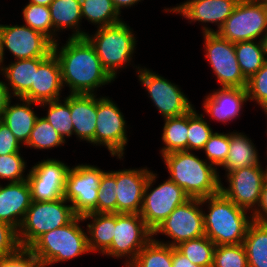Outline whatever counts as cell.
<instances>
[{"label":"cell","instance_id":"obj_48","mask_svg":"<svg viewBox=\"0 0 267 267\" xmlns=\"http://www.w3.org/2000/svg\"><path fill=\"white\" fill-rule=\"evenodd\" d=\"M172 267H201L193 264L186 256L173 247Z\"/></svg>","mask_w":267,"mask_h":267},{"label":"cell","instance_id":"obj_37","mask_svg":"<svg viewBox=\"0 0 267 267\" xmlns=\"http://www.w3.org/2000/svg\"><path fill=\"white\" fill-rule=\"evenodd\" d=\"M213 132L205 115L193 108L188 112L187 151H201Z\"/></svg>","mask_w":267,"mask_h":267},{"label":"cell","instance_id":"obj_13","mask_svg":"<svg viewBox=\"0 0 267 267\" xmlns=\"http://www.w3.org/2000/svg\"><path fill=\"white\" fill-rule=\"evenodd\" d=\"M205 58L220 87L246 88L244 77L236 58L234 43L220 37L217 33H203Z\"/></svg>","mask_w":267,"mask_h":267},{"label":"cell","instance_id":"obj_39","mask_svg":"<svg viewBox=\"0 0 267 267\" xmlns=\"http://www.w3.org/2000/svg\"><path fill=\"white\" fill-rule=\"evenodd\" d=\"M116 170L105 171L99 184L96 213H117Z\"/></svg>","mask_w":267,"mask_h":267},{"label":"cell","instance_id":"obj_38","mask_svg":"<svg viewBox=\"0 0 267 267\" xmlns=\"http://www.w3.org/2000/svg\"><path fill=\"white\" fill-rule=\"evenodd\" d=\"M26 26L45 35L53 43V26L49 6L27 3L22 9Z\"/></svg>","mask_w":267,"mask_h":267},{"label":"cell","instance_id":"obj_22","mask_svg":"<svg viewBox=\"0 0 267 267\" xmlns=\"http://www.w3.org/2000/svg\"><path fill=\"white\" fill-rule=\"evenodd\" d=\"M31 204L27 180L0 185V222L10 224L18 231Z\"/></svg>","mask_w":267,"mask_h":267},{"label":"cell","instance_id":"obj_50","mask_svg":"<svg viewBox=\"0 0 267 267\" xmlns=\"http://www.w3.org/2000/svg\"><path fill=\"white\" fill-rule=\"evenodd\" d=\"M144 1V0H112L115 8L117 11L121 14V10L124 8H130L135 5H137L139 2Z\"/></svg>","mask_w":267,"mask_h":267},{"label":"cell","instance_id":"obj_31","mask_svg":"<svg viewBox=\"0 0 267 267\" xmlns=\"http://www.w3.org/2000/svg\"><path fill=\"white\" fill-rule=\"evenodd\" d=\"M80 2L82 20L86 19L96 28L123 21L122 15L117 11L112 0H80Z\"/></svg>","mask_w":267,"mask_h":267},{"label":"cell","instance_id":"obj_7","mask_svg":"<svg viewBox=\"0 0 267 267\" xmlns=\"http://www.w3.org/2000/svg\"><path fill=\"white\" fill-rule=\"evenodd\" d=\"M133 69L163 119L184 115L195 107L176 83H172L145 66L134 64Z\"/></svg>","mask_w":267,"mask_h":267},{"label":"cell","instance_id":"obj_41","mask_svg":"<svg viewBox=\"0 0 267 267\" xmlns=\"http://www.w3.org/2000/svg\"><path fill=\"white\" fill-rule=\"evenodd\" d=\"M229 145L230 132H213L201 151L205 153V160L216 169H219V167H221L227 159Z\"/></svg>","mask_w":267,"mask_h":267},{"label":"cell","instance_id":"obj_40","mask_svg":"<svg viewBox=\"0 0 267 267\" xmlns=\"http://www.w3.org/2000/svg\"><path fill=\"white\" fill-rule=\"evenodd\" d=\"M212 267H248L243 244L217 245Z\"/></svg>","mask_w":267,"mask_h":267},{"label":"cell","instance_id":"obj_11","mask_svg":"<svg viewBox=\"0 0 267 267\" xmlns=\"http://www.w3.org/2000/svg\"><path fill=\"white\" fill-rule=\"evenodd\" d=\"M152 239V231L140 214L115 213L114 236L103 256L122 259L127 267L140 250Z\"/></svg>","mask_w":267,"mask_h":267},{"label":"cell","instance_id":"obj_25","mask_svg":"<svg viewBox=\"0 0 267 267\" xmlns=\"http://www.w3.org/2000/svg\"><path fill=\"white\" fill-rule=\"evenodd\" d=\"M44 58L14 60L5 65L0 63V74L11 98H22L34 83L35 72ZM6 80V81H5ZM8 82V83H7Z\"/></svg>","mask_w":267,"mask_h":267},{"label":"cell","instance_id":"obj_45","mask_svg":"<svg viewBox=\"0 0 267 267\" xmlns=\"http://www.w3.org/2000/svg\"><path fill=\"white\" fill-rule=\"evenodd\" d=\"M0 267H42L39 260L28 250L20 249L16 254L0 261Z\"/></svg>","mask_w":267,"mask_h":267},{"label":"cell","instance_id":"obj_2","mask_svg":"<svg viewBox=\"0 0 267 267\" xmlns=\"http://www.w3.org/2000/svg\"><path fill=\"white\" fill-rule=\"evenodd\" d=\"M169 179L181 187L190 198H205L220 192L218 169L200 159L193 151H176L162 156Z\"/></svg>","mask_w":267,"mask_h":267},{"label":"cell","instance_id":"obj_30","mask_svg":"<svg viewBox=\"0 0 267 267\" xmlns=\"http://www.w3.org/2000/svg\"><path fill=\"white\" fill-rule=\"evenodd\" d=\"M188 113L164 119L160 148L161 156L176 151H187Z\"/></svg>","mask_w":267,"mask_h":267},{"label":"cell","instance_id":"obj_43","mask_svg":"<svg viewBox=\"0 0 267 267\" xmlns=\"http://www.w3.org/2000/svg\"><path fill=\"white\" fill-rule=\"evenodd\" d=\"M246 91L249 102L254 101L267 116V60L261 69L247 80Z\"/></svg>","mask_w":267,"mask_h":267},{"label":"cell","instance_id":"obj_46","mask_svg":"<svg viewBox=\"0 0 267 267\" xmlns=\"http://www.w3.org/2000/svg\"><path fill=\"white\" fill-rule=\"evenodd\" d=\"M23 147L10 131L8 126L0 120V155L20 153Z\"/></svg>","mask_w":267,"mask_h":267},{"label":"cell","instance_id":"obj_49","mask_svg":"<svg viewBox=\"0 0 267 267\" xmlns=\"http://www.w3.org/2000/svg\"><path fill=\"white\" fill-rule=\"evenodd\" d=\"M7 87L5 86L4 81L0 80V116L2 111L5 109L7 102L10 99Z\"/></svg>","mask_w":267,"mask_h":267},{"label":"cell","instance_id":"obj_47","mask_svg":"<svg viewBox=\"0 0 267 267\" xmlns=\"http://www.w3.org/2000/svg\"><path fill=\"white\" fill-rule=\"evenodd\" d=\"M252 219L257 222H267V178L263 184L259 204L252 213Z\"/></svg>","mask_w":267,"mask_h":267},{"label":"cell","instance_id":"obj_32","mask_svg":"<svg viewBox=\"0 0 267 267\" xmlns=\"http://www.w3.org/2000/svg\"><path fill=\"white\" fill-rule=\"evenodd\" d=\"M236 58L244 77L248 80L267 60L261 40L234 43Z\"/></svg>","mask_w":267,"mask_h":267},{"label":"cell","instance_id":"obj_19","mask_svg":"<svg viewBox=\"0 0 267 267\" xmlns=\"http://www.w3.org/2000/svg\"><path fill=\"white\" fill-rule=\"evenodd\" d=\"M150 171L148 167L116 170L117 213L140 214Z\"/></svg>","mask_w":267,"mask_h":267},{"label":"cell","instance_id":"obj_28","mask_svg":"<svg viewBox=\"0 0 267 267\" xmlns=\"http://www.w3.org/2000/svg\"><path fill=\"white\" fill-rule=\"evenodd\" d=\"M86 225L88 247L91 253L103 254L112 243L115 227V213H88L82 216Z\"/></svg>","mask_w":267,"mask_h":267},{"label":"cell","instance_id":"obj_8","mask_svg":"<svg viewBox=\"0 0 267 267\" xmlns=\"http://www.w3.org/2000/svg\"><path fill=\"white\" fill-rule=\"evenodd\" d=\"M158 234L165 235L169 239L162 241L156 239ZM205 235L204 215L201 199L189 198L183 204L177 206L169 216L152 232V239L172 247L179 243L196 239Z\"/></svg>","mask_w":267,"mask_h":267},{"label":"cell","instance_id":"obj_12","mask_svg":"<svg viewBox=\"0 0 267 267\" xmlns=\"http://www.w3.org/2000/svg\"><path fill=\"white\" fill-rule=\"evenodd\" d=\"M95 146H104L112 157L124 160L128 144L127 122L122 111L109 96L97 97Z\"/></svg>","mask_w":267,"mask_h":267},{"label":"cell","instance_id":"obj_54","mask_svg":"<svg viewBox=\"0 0 267 267\" xmlns=\"http://www.w3.org/2000/svg\"><path fill=\"white\" fill-rule=\"evenodd\" d=\"M254 1H258V2H267V0H254Z\"/></svg>","mask_w":267,"mask_h":267},{"label":"cell","instance_id":"obj_1","mask_svg":"<svg viewBox=\"0 0 267 267\" xmlns=\"http://www.w3.org/2000/svg\"><path fill=\"white\" fill-rule=\"evenodd\" d=\"M58 42L53 44L52 52L60 64L63 88L69 87V94H97L99 87L115 81L85 37H68L62 46Z\"/></svg>","mask_w":267,"mask_h":267},{"label":"cell","instance_id":"obj_24","mask_svg":"<svg viewBox=\"0 0 267 267\" xmlns=\"http://www.w3.org/2000/svg\"><path fill=\"white\" fill-rule=\"evenodd\" d=\"M11 99L13 98L9 99L5 109L2 111L0 120L8 126L20 144L25 147L35 122L39 117L32 105L37 104L39 106L40 104L21 97L14 98L18 99L17 101H20V103H12Z\"/></svg>","mask_w":267,"mask_h":267},{"label":"cell","instance_id":"obj_36","mask_svg":"<svg viewBox=\"0 0 267 267\" xmlns=\"http://www.w3.org/2000/svg\"><path fill=\"white\" fill-rule=\"evenodd\" d=\"M65 143V139L41 116L37 118L25 146L36 150H51Z\"/></svg>","mask_w":267,"mask_h":267},{"label":"cell","instance_id":"obj_21","mask_svg":"<svg viewBox=\"0 0 267 267\" xmlns=\"http://www.w3.org/2000/svg\"><path fill=\"white\" fill-rule=\"evenodd\" d=\"M203 110L217 122L227 124L239 118L248 100L246 88L219 87L204 96Z\"/></svg>","mask_w":267,"mask_h":267},{"label":"cell","instance_id":"obj_3","mask_svg":"<svg viewBox=\"0 0 267 267\" xmlns=\"http://www.w3.org/2000/svg\"><path fill=\"white\" fill-rule=\"evenodd\" d=\"M201 205H206L208 210L205 212L203 209L205 236L216 246L243 244L248 226L253 221L250 212L234 204L221 191L201 198Z\"/></svg>","mask_w":267,"mask_h":267},{"label":"cell","instance_id":"obj_17","mask_svg":"<svg viewBox=\"0 0 267 267\" xmlns=\"http://www.w3.org/2000/svg\"><path fill=\"white\" fill-rule=\"evenodd\" d=\"M70 166L54 158L38 161L28 171L32 201H52L64 197Z\"/></svg>","mask_w":267,"mask_h":267},{"label":"cell","instance_id":"obj_23","mask_svg":"<svg viewBox=\"0 0 267 267\" xmlns=\"http://www.w3.org/2000/svg\"><path fill=\"white\" fill-rule=\"evenodd\" d=\"M73 135L95 146L97 94H70Z\"/></svg>","mask_w":267,"mask_h":267},{"label":"cell","instance_id":"obj_29","mask_svg":"<svg viewBox=\"0 0 267 267\" xmlns=\"http://www.w3.org/2000/svg\"><path fill=\"white\" fill-rule=\"evenodd\" d=\"M248 267H267V222L252 221L243 240Z\"/></svg>","mask_w":267,"mask_h":267},{"label":"cell","instance_id":"obj_52","mask_svg":"<svg viewBox=\"0 0 267 267\" xmlns=\"http://www.w3.org/2000/svg\"><path fill=\"white\" fill-rule=\"evenodd\" d=\"M262 44H263V48H264V51H265V55H266V58H267V32L263 35V38H262Z\"/></svg>","mask_w":267,"mask_h":267},{"label":"cell","instance_id":"obj_53","mask_svg":"<svg viewBox=\"0 0 267 267\" xmlns=\"http://www.w3.org/2000/svg\"><path fill=\"white\" fill-rule=\"evenodd\" d=\"M2 26L3 24H0V49H1V39H2Z\"/></svg>","mask_w":267,"mask_h":267},{"label":"cell","instance_id":"obj_16","mask_svg":"<svg viewBox=\"0 0 267 267\" xmlns=\"http://www.w3.org/2000/svg\"><path fill=\"white\" fill-rule=\"evenodd\" d=\"M53 43L42 33L24 25L2 26L0 63H5V50L9 51L15 60L30 58H46L52 53Z\"/></svg>","mask_w":267,"mask_h":267},{"label":"cell","instance_id":"obj_34","mask_svg":"<svg viewBox=\"0 0 267 267\" xmlns=\"http://www.w3.org/2000/svg\"><path fill=\"white\" fill-rule=\"evenodd\" d=\"M173 247L151 239L127 267H172Z\"/></svg>","mask_w":267,"mask_h":267},{"label":"cell","instance_id":"obj_6","mask_svg":"<svg viewBox=\"0 0 267 267\" xmlns=\"http://www.w3.org/2000/svg\"><path fill=\"white\" fill-rule=\"evenodd\" d=\"M76 216L72 205L64 197L52 201H32L18 230L21 248L28 249L44 233L65 226Z\"/></svg>","mask_w":267,"mask_h":267},{"label":"cell","instance_id":"obj_33","mask_svg":"<svg viewBox=\"0 0 267 267\" xmlns=\"http://www.w3.org/2000/svg\"><path fill=\"white\" fill-rule=\"evenodd\" d=\"M41 108H46L44 117L53 128L65 139L73 135V125L70 112V94L55 101L40 103Z\"/></svg>","mask_w":267,"mask_h":267},{"label":"cell","instance_id":"obj_4","mask_svg":"<svg viewBox=\"0 0 267 267\" xmlns=\"http://www.w3.org/2000/svg\"><path fill=\"white\" fill-rule=\"evenodd\" d=\"M80 222H84L82 216H76L65 226L44 233L28 250L39 260L42 267L74 260L83 254L91 253L87 232Z\"/></svg>","mask_w":267,"mask_h":267},{"label":"cell","instance_id":"obj_14","mask_svg":"<svg viewBox=\"0 0 267 267\" xmlns=\"http://www.w3.org/2000/svg\"><path fill=\"white\" fill-rule=\"evenodd\" d=\"M105 170L86 163L70 167L65 185L67 199L77 216L96 213L100 178Z\"/></svg>","mask_w":267,"mask_h":267},{"label":"cell","instance_id":"obj_26","mask_svg":"<svg viewBox=\"0 0 267 267\" xmlns=\"http://www.w3.org/2000/svg\"><path fill=\"white\" fill-rule=\"evenodd\" d=\"M49 9L53 26V44L60 40L57 34L63 32L64 29H72L73 33L69 35V38H84L86 36V30L81 28L80 0H53Z\"/></svg>","mask_w":267,"mask_h":267},{"label":"cell","instance_id":"obj_44","mask_svg":"<svg viewBox=\"0 0 267 267\" xmlns=\"http://www.w3.org/2000/svg\"><path fill=\"white\" fill-rule=\"evenodd\" d=\"M21 249L18 231L5 222H0V261L16 254Z\"/></svg>","mask_w":267,"mask_h":267},{"label":"cell","instance_id":"obj_27","mask_svg":"<svg viewBox=\"0 0 267 267\" xmlns=\"http://www.w3.org/2000/svg\"><path fill=\"white\" fill-rule=\"evenodd\" d=\"M258 149L245 133L230 132L229 152L225 163L221 166L225 170V176L237 169L261 164Z\"/></svg>","mask_w":267,"mask_h":267},{"label":"cell","instance_id":"obj_10","mask_svg":"<svg viewBox=\"0 0 267 267\" xmlns=\"http://www.w3.org/2000/svg\"><path fill=\"white\" fill-rule=\"evenodd\" d=\"M267 32V2L240 0L230 17L216 32L232 42L262 40Z\"/></svg>","mask_w":267,"mask_h":267},{"label":"cell","instance_id":"obj_9","mask_svg":"<svg viewBox=\"0 0 267 267\" xmlns=\"http://www.w3.org/2000/svg\"><path fill=\"white\" fill-rule=\"evenodd\" d=\"M157 175L159 174L150 171L140 212L141 218L152 232L177 206L190 198L181 187L169 178L152 188L158 178Z\"/></svg>","mask_w":267,"mask_h":267},{"label":"cell","instance_id":"obj_15","mask_svg":"<svg viewBox=\"0 0 267 267\" xmlns=\"http://www.w3.org/2000/svg\"><path fill=\"white\" fill-rule=\"evenodd\" d=\"M228 186L221 181L220 191L234 204L250 212L256 210L267 178V166L255 165L240 168L224 176Z\"/></svg>","mask_w":267,"mask_h":267},{"label":"cell","instance_id":"obj_42","mask_svg":"<svg viewBox=\"0 0 267 267\" xmlns=\"http://www.w3.org/2000/svg\"><path fill=\"white\" fill-rule=\"evenodd\" d=\"M26 163L21 153L0 155V179L8 180V183L27 180Z\"/></svg>","mask_w":267,"mask_h":267},{"label":"cell","instance_id":"obj_35","mask_svg":"<svg viewBox=\"0 0 267 267\" xmlns=\"http://www.w3.org/2000/svg\"><path fill=\"white\" fill-rule=\"evenodd\" d=\"M215 247L216 245L205 235L181 242L175 246V248L193 264L201 267L213 266Z\"/></svg>","mask_w":267,"mask_h":267},{"label":"cell","instance_id":"obj_5","mask_svg":"<svg viewBox=\"0 0 267 267\" xmlns=\"http://www.w3.org/2000/svg\"><path fill=\"white\" fill-rule=\"evenodd\" d=\"M94 32L92 35L87 32L85 38L94 47L103 68L115 80L120 70L133 66V56L138 42L136 35L124 20L97 28Z\"/></svg>","mask_w":267,"mask_h":267},{"label":"cell","instance_id":"obj_51","mask_svg":"<svg viewBox=\"0 0 267 267\" xmlns=\"http://www.w3.org/2000/svg\"><path fill=\"white\" fill-rule=\"evenodd\" d=\"M28 3L38 4L42 6H49L53 0H28Z\"/></svg>","mask_w":267,"mask_h":267},{"label":"cell","instance_id":"obj_18","mask_svg":"<svg viewBox=\"0 0 267 267\" xmlns=\"http://www.w3.org/2000/svg\"><path fill=\"white\" fill-rule=\"evenodd\" d=\"M240 0H186L175 7L166 8L164 12L176 13L187 19L190 24L200 23L203 33H216L230 17ZM207 23V24H206ZM209 23L215 24L216 29L210 28ZM206 24V25H205Z\"/></svg>","mask_w":267,"mask_h":267},{"label":"cell","instance_id":"obj_20","mask_svg":"<svg viewBox=\"0 0 267 267\" xmlns=\"http://www.w3.org/2000/svg\"><path fill=\"white\" fill-rule=\"evenodd\" d=\"M62 91L60 64L52 52L39 63L34 83L22 98L40 104L62 99Z\"/></svg>","mask_w":267,"mask_h":267}]
</instances>
